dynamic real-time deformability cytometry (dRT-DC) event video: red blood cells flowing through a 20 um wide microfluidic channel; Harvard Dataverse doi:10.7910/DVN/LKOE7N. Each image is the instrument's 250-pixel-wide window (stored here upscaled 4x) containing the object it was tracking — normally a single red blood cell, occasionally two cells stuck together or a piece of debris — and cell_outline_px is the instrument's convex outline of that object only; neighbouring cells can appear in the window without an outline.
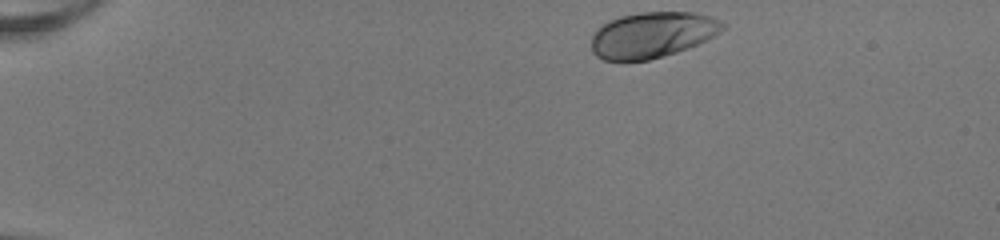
{"species": "human", "species_latin": "Homo sapiens", "temperature_condition": "room temperature", "stored_images_in_passage": 43, "camera_frame_rate_fps": 3000, "um_per_image_px": 0.085, "donor": {"sex": "female"}, "frame": {"image": 1, "passage_image": 1, "time_ms": 0.0, "image_size_px": [1000, 240], "cell_outline_px": [[728, 24], [720, 32], [688, 48], [676, 52], [648, 60], [604, 60], [596, 56], [592, 52], [592, 32], [596, 28], [608, 20], [620, 16], [640, 12], [696, 12], [712, 16]], "centroid_in_image_um": [55.43, 2.94], "position_along_channel_um": 29.6, "area_um2": 35.2}}
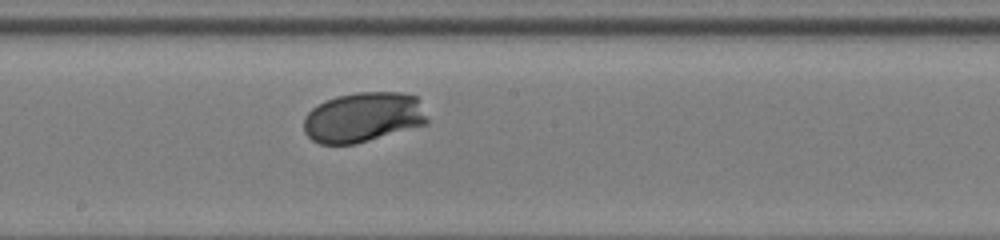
{"frame": {"image": 2, "passage_image": 22, "time_ms": 7.0, "image_size_px": [1000, 240], "cell_outline_px": [[428, 124], [356, 144], [320, 144], [312, 140], [304, 132], [304, 116], [312, 108], [324, 100], [336, 96], [356, 92], [400, 92], [416, 96], [428, 120]], "centroid_in_image_um": [30.85, 9.97], "position_along_channel_um": 217.4, "area_um2": 36.18}}
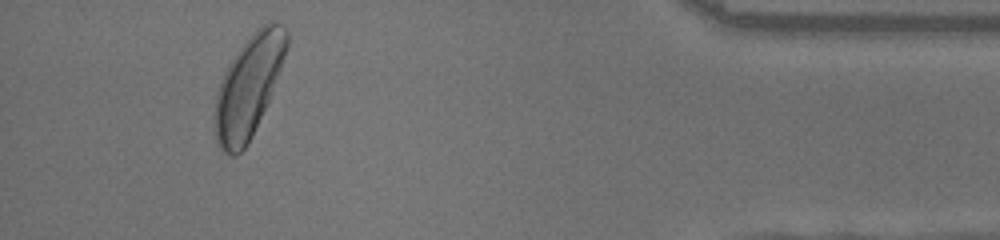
{"frame": {"image": 3, "passage_image": 40, "time_ms": 13.0, "image_size_px": [1000, 240], "cell_outline_px": [[288, 44], [280, 68], [268, 100], [252, 136], [248, 144], [236, 156], [232, 156], [224, 152], [220, 148], [216, 140], [216, 92], [220, 80], [228, 64], [236, 52], [256, 28], [268, 20], [272, 20], [284, 24], [288, 32]], "centroid_in_image_um": [21.14, 7.28], "position_along_channel_um": 414.1, "area_um2": 41.96}, "authors_computed_cell_mechanics": {"area_um2": 36.0094, "velocity_mm_per_s": 4.0404, "shape_relaxation_time_tau1_ms": 1.6046, "shape_relaxation_time_tau2_ms": null, "deformation_change_tau1": 0.1534, "deformation_change_tau2": null}}